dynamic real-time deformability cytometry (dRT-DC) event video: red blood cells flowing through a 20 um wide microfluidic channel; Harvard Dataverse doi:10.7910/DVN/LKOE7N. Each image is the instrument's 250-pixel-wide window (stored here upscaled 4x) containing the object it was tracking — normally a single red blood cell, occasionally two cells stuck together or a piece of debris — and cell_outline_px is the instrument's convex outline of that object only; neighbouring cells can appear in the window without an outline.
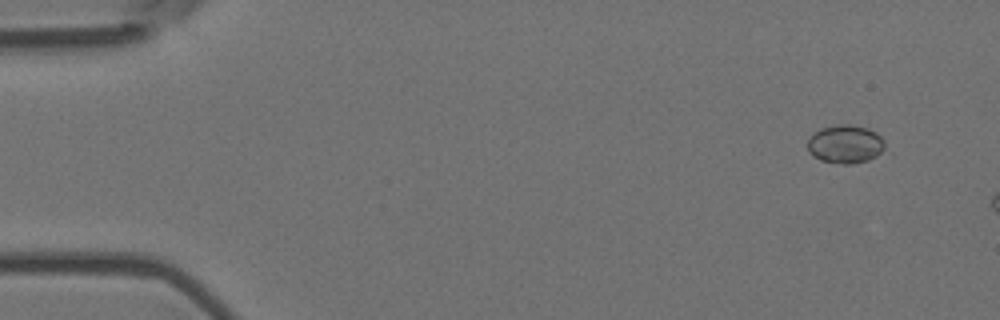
{"species": "Egyptian fruit bat (a non-hibernating species)", "species_latin": "Rousettus aegyptiacus", "temperature_condition": "room temperature", "stored_images_in_passage": 4, "camera_frame_rate_fps": 3000, "um_per_image_px": 0.085, "animal": {"sex": "female"}, "frame": {"image": 1, "passage_image": 1, "time_ms": 0.0, "image_size_px": [1000, 320], "cell_outline_px": [[884, 148], [876, 156], [868, 160], [852, 164], [844, 164], [820, 160], [812, 156], [808, 152], [808, 136], [820, 128], [836, 124], [848, 124], [868, 128], [876, 132], [884, 140]], "centroid_in_image_um": [71.82, 12.24], "position_along_channel_um": 13.2, "area_um2": 17.46}}